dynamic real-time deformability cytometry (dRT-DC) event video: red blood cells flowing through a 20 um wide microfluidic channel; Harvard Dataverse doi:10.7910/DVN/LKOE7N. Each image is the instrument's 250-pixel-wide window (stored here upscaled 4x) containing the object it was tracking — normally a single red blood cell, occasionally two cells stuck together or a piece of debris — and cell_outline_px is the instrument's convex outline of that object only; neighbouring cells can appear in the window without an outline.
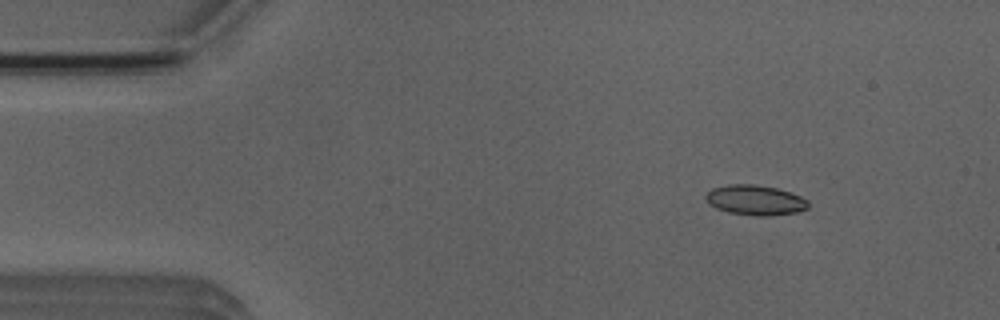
{"species": "Egyptian fruit bat (a non-hibernating species)", "species_latin": "Rousettus aegyptiacus", "temperature_condition": "room temperature", "stored_images_in_passage": 3, "camera_frame_rate_fps": 3000, "um_per_image_px": 0.085, "animal": {"sex": "male"}, "frame": {"image": 1, "passage_image": 1, "time_ms": 0.0, "image_size_px": [1000, 320], "cell_outline_px": [[808, 208], [796, 212], [768, 216], [756, 216], [728, 212], [716, 208], [708, 204], [704, 196], [712, 188], [728, 184], [756, 184], [776, 188], [800, 196], [808, 200]], "centroid_in_image_um": [64.16, 17.01], "position_along_channel_um": 20.8, "area_um2": 17.98}}